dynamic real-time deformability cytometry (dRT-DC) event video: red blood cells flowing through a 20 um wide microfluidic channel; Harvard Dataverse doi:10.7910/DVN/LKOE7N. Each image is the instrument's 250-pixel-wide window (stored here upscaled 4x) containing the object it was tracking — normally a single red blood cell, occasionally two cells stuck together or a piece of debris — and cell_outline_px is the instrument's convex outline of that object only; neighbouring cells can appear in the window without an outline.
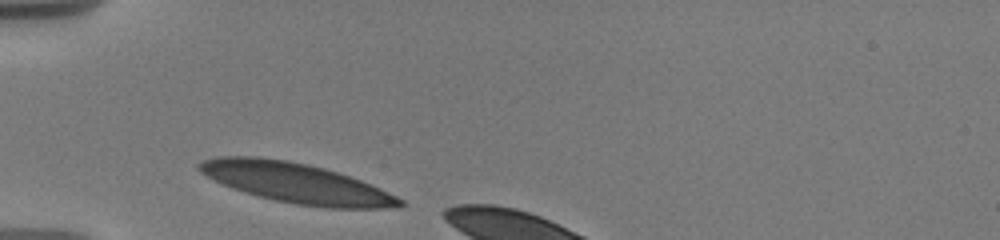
{"species": "human", "species_latin": "Homo sapiens", "temperature_condition": "warm", "stored_images_in_passage": 3, "camera_frame_rate_fps": 3000, "um_per_image_px": 0.085, "donor": {"sex": "male"}, "frame": {"image": 1, "passage_image": 1, "time_ms": 0.0, "image_size_px": [1000, 240], "cell_outline_px": [[404, 204], [384, 208], [328, 208], [296, 204], [276, 200], [244, 192], [232, 188], [200, 172], [196, 168], [204, 160], [216, 156], [260, 156], [288, 160], [308, 164], [324, 168], [372, 184], [404, 200]], "centroid_in_image_um": [25.16, 15.54], "position_along_channel_um": 59.8, "area_um2": 46.3}}